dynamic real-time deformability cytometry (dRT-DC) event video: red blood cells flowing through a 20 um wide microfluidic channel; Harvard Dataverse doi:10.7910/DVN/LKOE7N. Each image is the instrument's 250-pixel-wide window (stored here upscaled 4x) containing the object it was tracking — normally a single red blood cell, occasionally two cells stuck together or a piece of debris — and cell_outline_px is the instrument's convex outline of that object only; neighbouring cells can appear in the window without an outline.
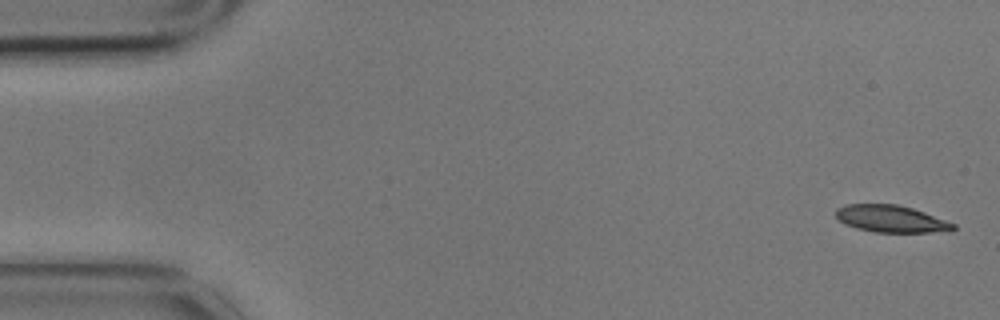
{"species": "common noctule bat (a hibernating species)", "species_latin": "Nyctalus noctula", "temperature_condition": "cold", "stored_images_in_passage": 4, "camera_frame_rate_fps": 3000, "um_per_image_px": 0.085, "animal": {"sex": "male", "body_mass_g": 17.9}, "frame": {"image": 1, "passage_image": 1, "time_ms": 0.0, "image_size_px": [1000, 320], "cell_outline_px": [[956, 228], [952, 232], [876, 232], [856, 228], [844, 224], [836, 216], [836, 208], [844, 204], [896, 204], [912, 208], [924, 212], [956, 224]], "centroid_in_image_um": [75.76, 18.6], "position_along_channel_um": 9.2, "area_um2": 18.61}}
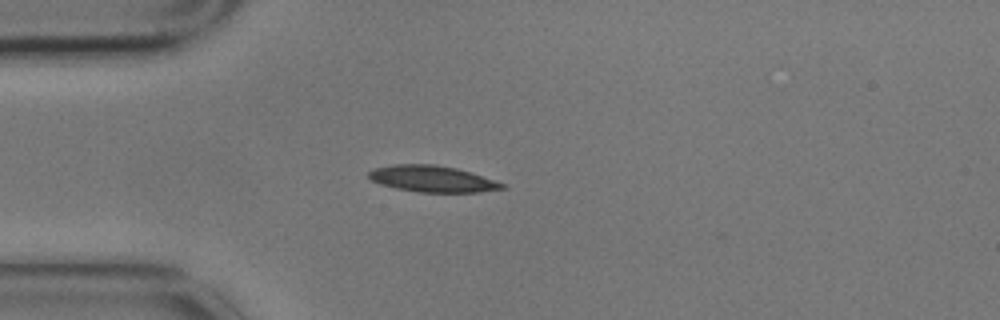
{"frame": {"image": 2, "passage_image": 4, "time_ms": 1.0, "image_size_px": [1000, 320], "cell_outline_px": [[508, 188], [480, 192], [420, 192], [396, 188], [380, 184], [372, 180], [368, 176], [368, 172], [372, 168], [392, 164], [436, 164], [456, 168], [472, 172], [504, 184]], "centroid_in_image_um": [36.74, 15.19], "position_along_channel_um": 48.3, "area_um2": 20.58}}